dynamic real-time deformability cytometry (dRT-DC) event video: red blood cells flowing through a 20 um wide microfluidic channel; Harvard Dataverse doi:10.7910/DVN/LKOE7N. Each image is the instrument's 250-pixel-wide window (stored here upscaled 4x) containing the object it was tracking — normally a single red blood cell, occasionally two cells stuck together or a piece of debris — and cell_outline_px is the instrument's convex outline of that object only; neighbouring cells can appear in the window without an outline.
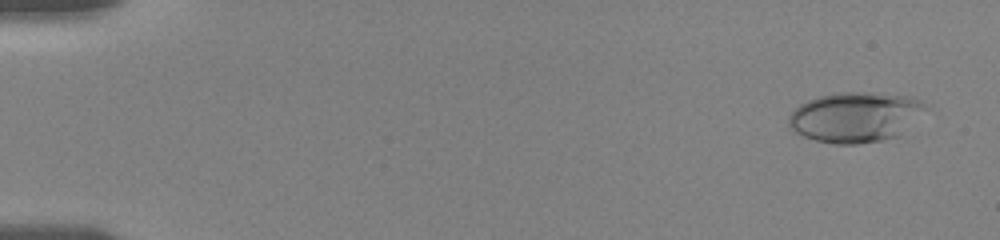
{"species": "human", "species_latin": "Homo sapiens", "temperature_condition": "room temperature", "stored_images_in_passage": 16, "camera_frame_rate_fps": 3000, "um_per_image_px": 0.085, "donor": {"sex": "female"}, "frame": {"image": 1, "passage_image": 1, "time_ms": 0.0, "image_size_px": [1000, 240], "cell_outline_px": [[924, 104], [900, 136], [880, 140], [856, 144], [836, 144], [816, 140], [804, 136], [796, 132], [788, 124], [788, 116], [800, 104], [816, 96], [836, 92], [884, 92], [912, 96], [920, 100]], "centroid_in_image_um": [72.63, 9.92], "position_along_channel_um": 12.4, "area_um2": 39.59}}
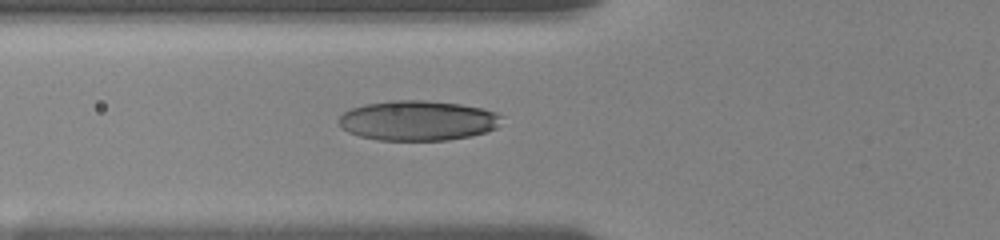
{"frame": {"image": 2, "passage_image": 10, "time_ms": 6.0, "image_size_px": [1000, 240], "cell_outline_px": [[504, 116], [496, 128], [484, 132], [468, 136], [448, 140], [376, 140], [360, 136], [348, 132], [340, 128], [336, 120], [344, 112], [352, 108], [364, 104], [392, 100], [424, 100], [460, 104], [480, 108], [496, 112]], "centroid_in_image_um": [35.47, 10.24], "position_along_channel_um": 90.3, "area_um2": 38.09}}
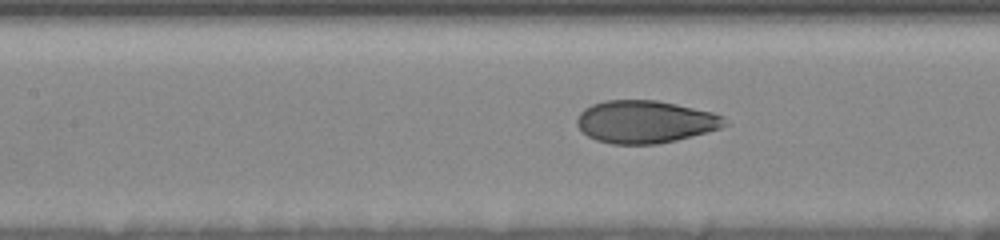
{"frame": {"image": 3, "passage_image": 14, "time_ms": 7.667, "image_size_px": [1000, 240], "cell_outline_px": [[732, 124], [720, 128], [676, 140], [656, 144], [612, 144], [596, 140], [588, 136], [576, 124], [576, 120], [580, 112], [584, 108], [592, 104], [604, 100], [656, 100], [676, 104], [712, 112], [724, 116]], "centroid_in_image_um": [54.86, 10.34], "position_along_channel_um": 152.5, "area_um2": 36.76}}